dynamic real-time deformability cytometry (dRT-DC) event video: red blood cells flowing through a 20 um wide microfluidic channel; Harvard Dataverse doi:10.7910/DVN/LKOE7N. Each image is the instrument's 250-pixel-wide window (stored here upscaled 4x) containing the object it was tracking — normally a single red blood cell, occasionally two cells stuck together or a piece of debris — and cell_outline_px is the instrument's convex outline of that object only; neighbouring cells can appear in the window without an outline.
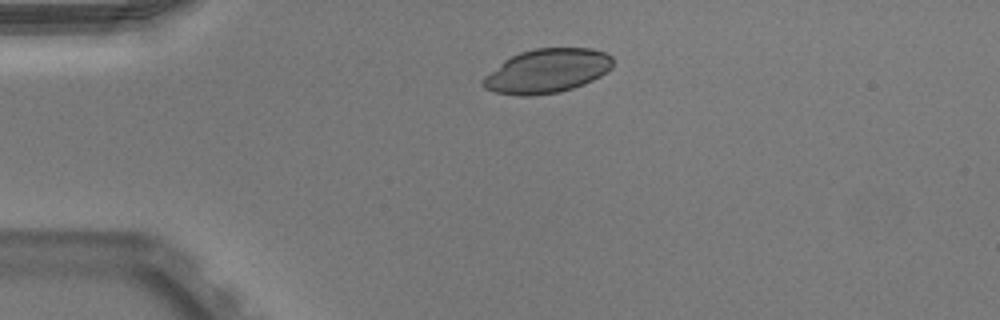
{"species": "Egyptian fruit bat (a non-hibernating species)", "species_latin": "Rousettus aegyptiacus", "temperature_condition": "warm", "stored_images_in_passage": 40, "camera_frame_rate_fps": 3000, "um_per_image_px": 0.085, "animal": {"sex": "male"}, "frame": {"image": 1, "passage_image": 1, "time_ms": 0.0, "image_size_px": [1000, 320], "cell_outline_px": [[612, 68], [600, 76], [584, 84], [560, 92], [532, 96], [520, 96], [496, 92], [484, 88], [480, 84], [480, 80], [484, 76], [504, 60], [520, 52], [536, 48], [592, 48], [604, 52], [612, 56]], "centroid_in_image_um": [46.48, 6.04], "position_along_channel_um": 38.5, "area_um2": 33.47}}
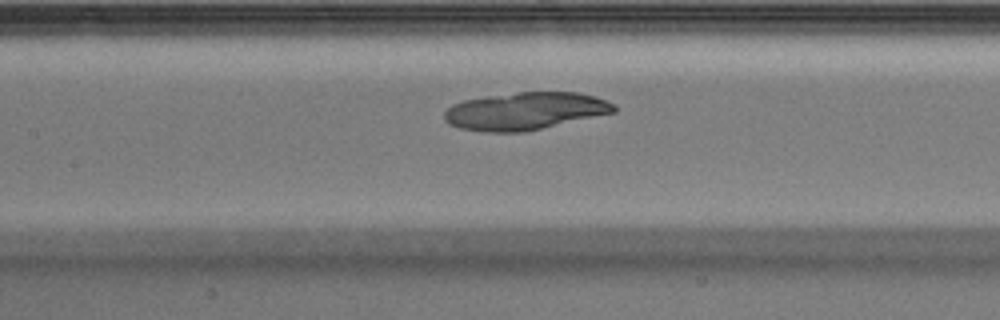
{"frame": {"image": 2, "passage_image": 13, "time_ms": 4.0, "image_size_px": [1000, 320], "cell_outline_px": [[616, 112], [524, 132], [484, 132], [460, 128], [448, 124], [444, 120], [444, 112], [452, 104], [464, 100], [488, 96], [520, 92], [580, 92], [608, 100], [616, 104]], "centroid_in_image_um": [44.65, 9.44], "position_along_channel_um": 162.7, "area_um2": 37.22}}
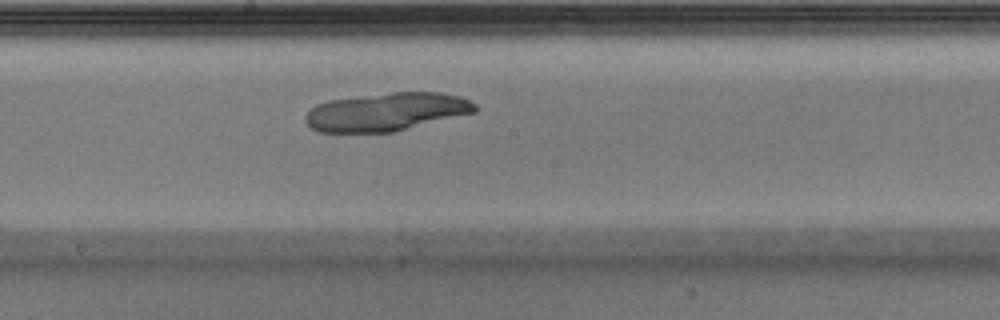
{"frame": {"image": 3, "passage_image": 17, "time_ms": 5.333, "image_size_px": [1000, 320], "cell_outline_px": [[476, 112], [392, 132], [320, 132], [312, 128], [304, 120], [304, 116], [316, 104], [328, 100], [392, 92], [444, 92], [460, 96], [476, 104]], "centroid_in_image_um": [32.85, 9.5], "position_along_channel_um": 215.4, "area_um2": 37.63}}